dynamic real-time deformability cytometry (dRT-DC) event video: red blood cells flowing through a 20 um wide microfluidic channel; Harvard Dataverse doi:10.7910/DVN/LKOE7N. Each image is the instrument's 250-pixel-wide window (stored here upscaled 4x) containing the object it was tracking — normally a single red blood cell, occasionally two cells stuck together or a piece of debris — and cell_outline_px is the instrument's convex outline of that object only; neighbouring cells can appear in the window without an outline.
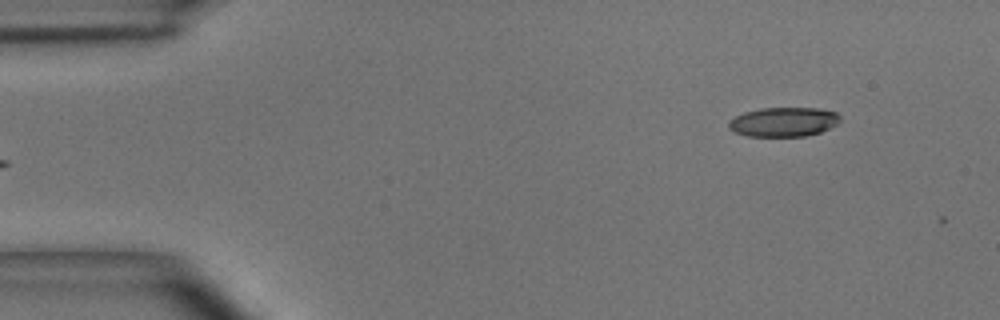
{"species": "common noctule bat (a hibernating species)", "species_latin": "Nyctalus noctula", "temperature_condition": "room temperature", "stored_images_in_passage": 3, "segment_of_instrument_passage": [2, 2], "camera_frame_rate_fps": 3000, "um_per_image_px": 0.085, "animal": {"sex": "male", "body_mass_g": 15.6}, "frame": {"image": 1, "passage_image": 3, "time_ms": 0.667, "image_size_px": [1000, 320], "cell_outline_px": [[840, 120], [836, 124], [820, 132], [804, 136], [748, 136], [736, 132], [728, 128], [728, 120], [744, 112], [760, 108], [816, 108], [836, 112], [840, 116]], "centroid_in_image_um": [66.58, 10.36], "position_along_channel_um": 18.4, "area_um2": 18.96}}